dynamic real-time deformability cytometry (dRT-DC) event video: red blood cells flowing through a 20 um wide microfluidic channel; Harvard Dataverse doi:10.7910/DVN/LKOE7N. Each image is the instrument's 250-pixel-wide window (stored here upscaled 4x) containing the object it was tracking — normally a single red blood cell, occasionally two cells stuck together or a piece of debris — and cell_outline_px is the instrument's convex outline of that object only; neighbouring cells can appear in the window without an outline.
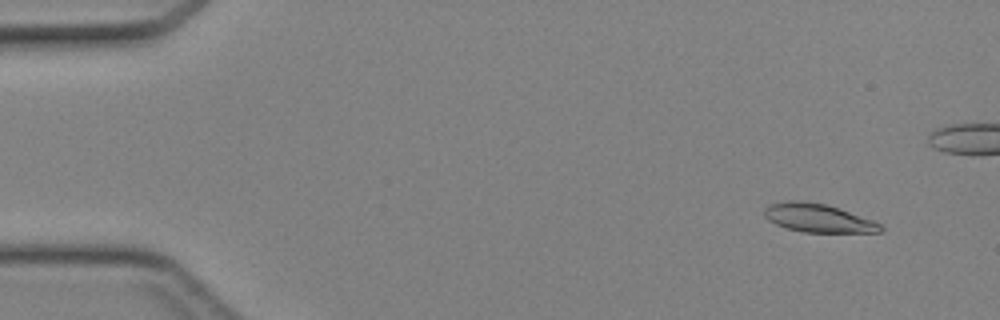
{"species": "Egyptian fruit bat (a non-hibernating species)", "species_latin": "Rousettus aegyptiacus", "temperature_condition": "cold", "stored_images_in_passage": 46, "camera_frame_rate_fps": 3000, "um_per_image_px": 0.085, "animal": {"sex": "female"}, "frame": {"image": 1, "passage_image": 4, "time_ms": 1.0, "image_size_px": [1000, 320], "cell_outline_px": [[884, 228], [880, 232], [804, 232], [788, 228], [776, 224], [768, 220], [764, 216], [764, 208], [772, 204], [788, 200], [800, 200], [824, 204], [840, 208], [872, 220], [880, 224]], "centroid_in_image_um": [69.53, 18.53], "position_along_channel_um": 15.5, "area_um2": 19.07}}
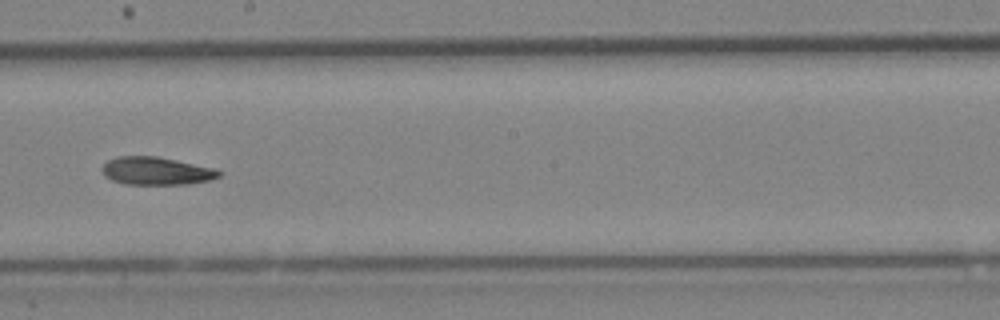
{"frame": {"image": 2, "passage_image": 26, "time_ms": 8.333, "image_size_px": [1000, 320], "cell_outline_px": [[224, 172], [220, 176], [208, 180], [188, 184], [124, 184], [112, 180], [104, 176], [100, 168], [108, 160], [116, 156], [156, 156], [176, 160], [212, 168]], "centroid_in_image_um": [13.24, 14.53], "position_along_channel_um": 235.0, "area_um2": 18.96}}
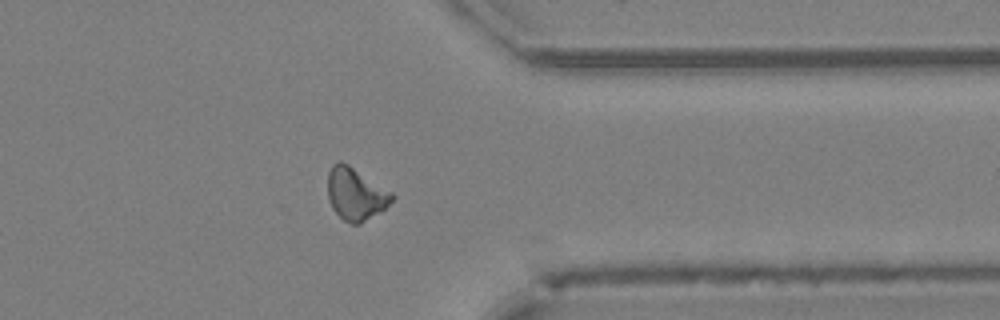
{"frame": {"image": 3, "passage_image": 36, "time_ms": 11.667, "image_size_px": [1000, 320], "cell_outline_px": [[396, 196], [384, 208], [360, 224], [352, 224], [344, 220], [332, 208], [328, 200], [328, 172], [332, 164], [340, 160], [348, 164], [392, 192]], "centroid_in_image_um": [30.21, 16.47], "position_along_channel_um": 381.2, "area_um2": 19.42}}